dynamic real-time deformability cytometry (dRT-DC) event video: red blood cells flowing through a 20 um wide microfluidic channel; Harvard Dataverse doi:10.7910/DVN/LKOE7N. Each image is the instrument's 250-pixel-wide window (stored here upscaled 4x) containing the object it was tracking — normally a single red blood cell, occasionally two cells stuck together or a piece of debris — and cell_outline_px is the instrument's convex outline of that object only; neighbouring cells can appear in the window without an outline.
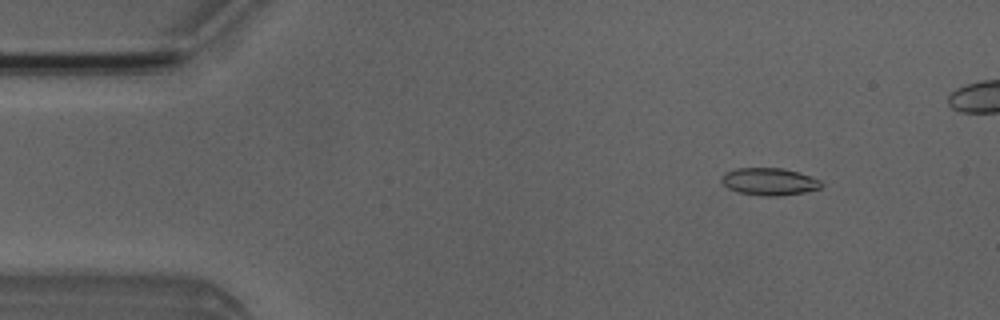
{"species": "Egyptian fruit bat (a non-hibernating species)", "species_latin": "Rousettus aegyptiacus", "temperature_condition": "room temperature", "stored_images_in_passage": 5, "camera_frame_rate_fps": 3000, "um_per_image_px": 0.085, "animal": {"sex": "male"}, "frame": {"image": 1, "passage_image": 2, "time_ms": 1.0, "image_size_px": [1000, 320], "cell_outline_px": [[824, 184], [820, 188], [804, 192], [780, 196], [764, 196], [740, 192], [728, 188], [720, 180], [720, 176], [724, 172], [736, 168], [784, 168], [800, 172], [820, 180]], "centroid_in_image_um": [65.39, 15.42], "position_along_channel_um": 19.6, "area_um2": 16.01}}